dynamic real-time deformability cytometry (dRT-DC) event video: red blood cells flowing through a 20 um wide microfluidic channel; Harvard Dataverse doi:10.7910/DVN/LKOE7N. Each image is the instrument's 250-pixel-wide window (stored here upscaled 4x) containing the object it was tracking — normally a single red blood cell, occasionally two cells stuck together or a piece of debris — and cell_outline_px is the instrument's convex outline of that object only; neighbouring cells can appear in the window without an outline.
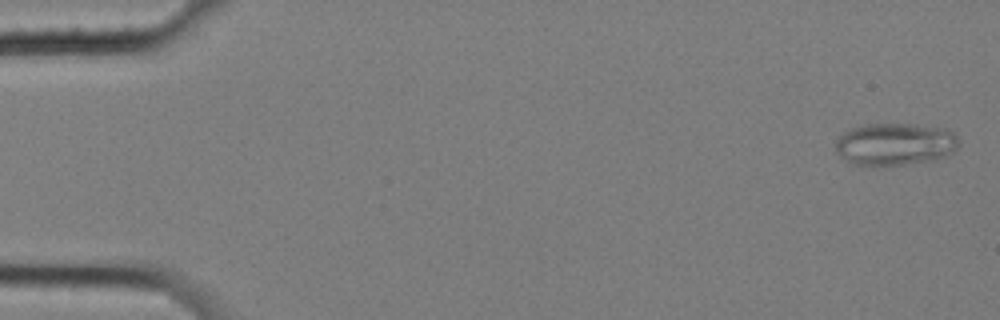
{"species": "common noctule bat (a hibernating species)", "species_latin": "Nyctalus noctula", "temperature_condition": "cold", "stored_images_in_passage": 7, "camera_frame_rate_fps": 3000, "um_per_image_px": 0.085, "animal": {"sex": "female", "body_mass_g": 25.1}, "frame": {"image": 1, "passage_image": 1, "time_ms": 0.0, "image_size_px": [1000, 320], "cell_outline_px": [[960, 144], [952, 152], [936, 160], [904, 164], [856, 164], [844, 160], [836, 152], [836, 140], [844, 132], [852, 128], [864, 124], [916, 124], [948, 128], [956, 132]], "centroid_in_image_um": [76.13, 12.22], "position_along_channel_um": 8.9, "area_um2": 30.46}}